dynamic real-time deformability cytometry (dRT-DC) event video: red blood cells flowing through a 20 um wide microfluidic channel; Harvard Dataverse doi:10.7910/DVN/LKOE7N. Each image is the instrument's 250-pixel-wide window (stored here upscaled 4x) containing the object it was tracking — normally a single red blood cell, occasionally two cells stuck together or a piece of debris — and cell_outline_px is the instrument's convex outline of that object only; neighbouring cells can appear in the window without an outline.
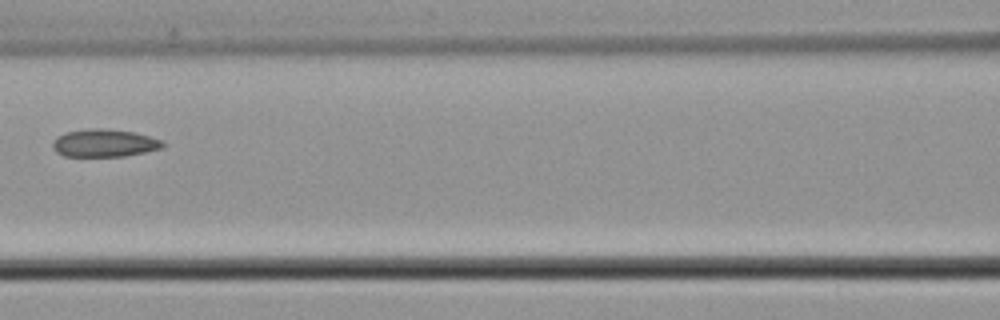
{"species": "common noctule bat (a hibernating species)", "species_latin": "Nyctalus noctula", "temperature_condition": "cold", "stored_images_in_passage": 4, "camera_frame_rate_fps": 3000, "um_per_image_px": 0.085, "animal": {"sex": "male", "body_mass_g": 21.5, "forearm_length_mm": 52.0}, "frame": {"image": 1, "passage_image": 3, "time_ms": 0.667, "image_size_px": [1000, 320], "cell_outline_px": [[168, 144], [160, 148], [144, 152], [124, 156], [64, 156], [56, 152], [52, 148], [52, 144], [56, 136], [64, 132], [88, 128], [104, 128], [132, 132], [164, 140]], "centroid_in_image_um": [8.85, 12.15], "position_along_channel_um": 157.8, "area_um2": 17.92}}